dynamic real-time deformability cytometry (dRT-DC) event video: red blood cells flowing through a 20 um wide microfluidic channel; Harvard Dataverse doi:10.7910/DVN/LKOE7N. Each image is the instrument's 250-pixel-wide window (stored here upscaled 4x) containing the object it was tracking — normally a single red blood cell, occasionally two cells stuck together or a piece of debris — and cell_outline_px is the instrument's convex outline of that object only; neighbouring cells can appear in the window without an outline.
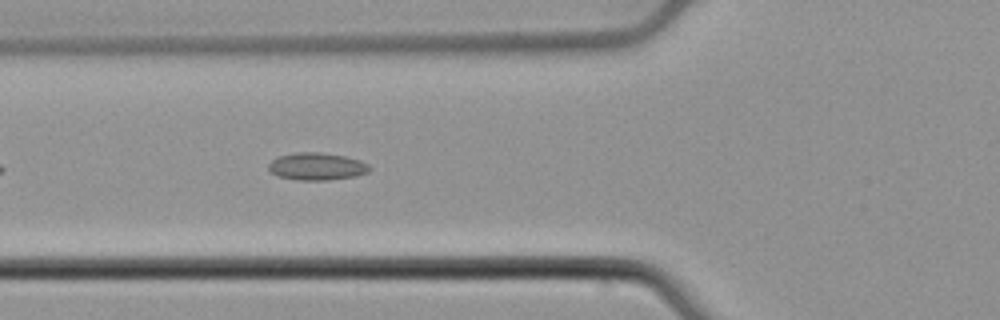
{"species": "common noctule bat (a hibernating species)", "species_latin": "Nyctalus noctula", "temperature_condition": "cold", "stored_images_in_passage": 40, "camera_frame_rate_fps": 3000, "um_per_image_px": 0.085, "animal": {"sex": "male", "body_mass_g": 21.5, "forearm_length_mm": 52.0}, "frame": {"image": 1, "passage_image": 7, "time_ms": 2.0, "image_size_px": [1000, 320], "cell_outline_px": [[372, 168], [368, 172], [356, 176], [328, 180], [296, 180], [276, 176], [268, 172], [268, 164], [276, 156], [296, 152], [320, 152], [344, 156], [360, 160], [368, 164]], "centroid_in_image_um": [26.89, 14.15], "position_along_channel_um": 98.9, "area_um2": 16.42}}
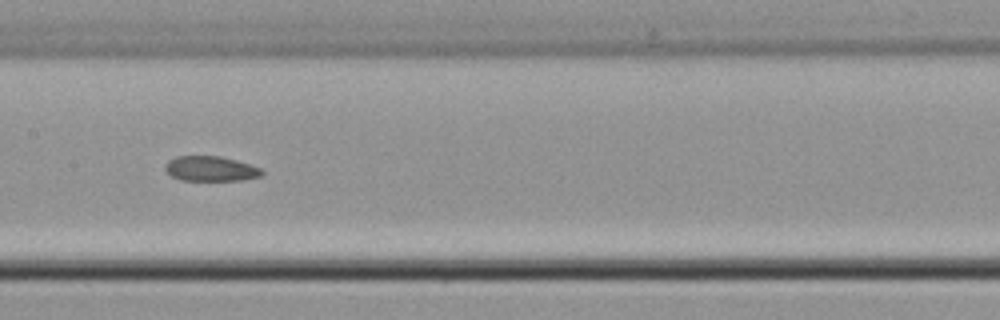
{"frame": {"image": 2, "passage_image": 14, "time_ms": 4.333, "image_size_px": [1000, 320], "cell_outline_px": [[264, 172], [260, 176], [244, 180], [180, 180], [172, 176], [164, 168], [164, 164], [168, 160], [176, 156], [220, 156], [236, 160], [260, 168]], "centroid_in_image_um": [17.88, 14.34], "position_along_channel_um": 189.5, "area_um2": 14.05}}
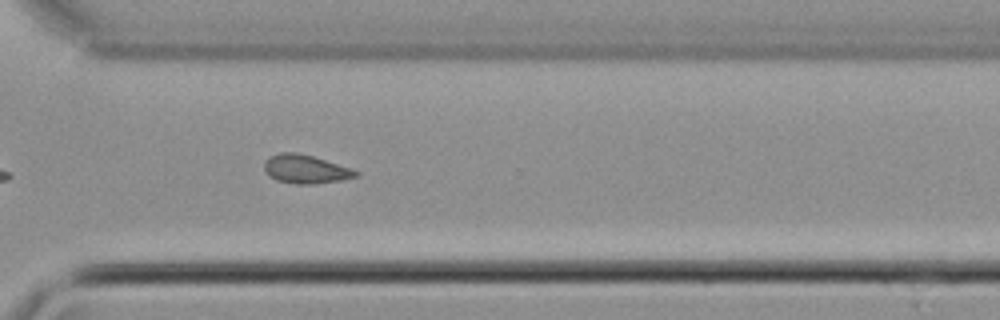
{"frame": {"image": 3, "passage_image": 26, "time_ms": 8.333, "image_size_px": [1000, 320], "cell_outline_px": [[360, 176], [340, 180], [312, 184], [296, 184], [276, 180], [268, 176], [264, 168], [264, 160], [268, 156], [280, 152], [296, 152], [312, 156], [352, 168], [360, 172]], "centroid_in_image_um": [25.96, 14.37], "position_along_channel_um": 344.6, "area_um2": 15.43}, "authors_computed_cell_mechanics": {"area_um2": 14.7101, "velocity_mm_per_s": 3.8794, "shape_relaxation_time_tau1_ms": null, "shape_relaxation_time_tau2_ms": 4.9188, "deformation_change_tau1": null, "deformation_change_tau2": 0.105}}